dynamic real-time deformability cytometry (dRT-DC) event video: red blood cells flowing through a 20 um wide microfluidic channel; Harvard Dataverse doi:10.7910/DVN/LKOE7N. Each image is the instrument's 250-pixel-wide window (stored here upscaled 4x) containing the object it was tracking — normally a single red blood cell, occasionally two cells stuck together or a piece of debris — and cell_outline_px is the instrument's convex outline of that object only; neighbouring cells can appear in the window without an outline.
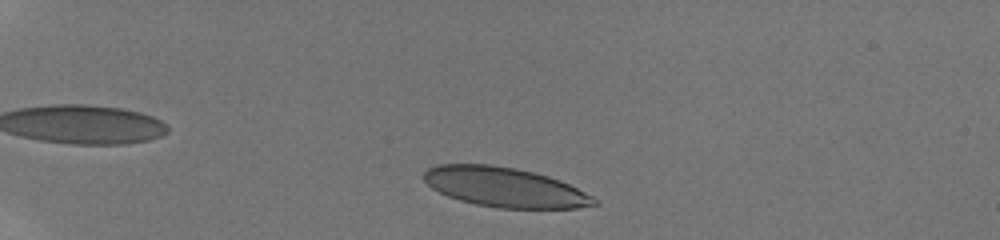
{"species": "human", "species_latin": "Homo sapiens", "temperature_condition": "room temperature", "stored_images_in_passage": 7, "camera_frame_rate_fps": 3000, "um_per_image_px": 0.085, "donor": {"sex": "male"}, "frame": {"image": 1, "passage_image": 1, "time_ms": 0.0, "image_size_px": [1000, 240], "cell_outline_px": [[600, 204], [576, 208], [500, 208], [476, 204], [460, 200], [448, 196], [432, 188], [424, 180], [424, 172], [428, 168], [436, 164], [492, 164], [516, 168], [548, 176], [560, 180], [592, 196]], "centroid_in_image_um": [42.88, 15.9], "position_along_channel_um": 42.1, "area_um2": 39.13}}
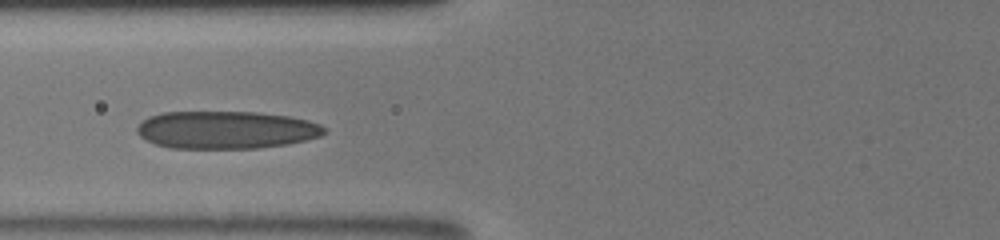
{"frame": {"image": 2, "passage_image": 6, "time_ms": 3.333, "image_size_px": [1000, 240], "cell_outline_px": [[328, 132], [320, 136], [288, 144], [256, 148], [168, 148], [156, 144], [140, 136], [136, 132], [136, 128], [148, 116], [160, 112], [260, 112], [288, 116], [308, 120], [320, 124], [328, 128]], "centroid_in_image_um": [19.24, 11.03], "position_along_channel_um": 106.6, "area_um2": 41.33}}
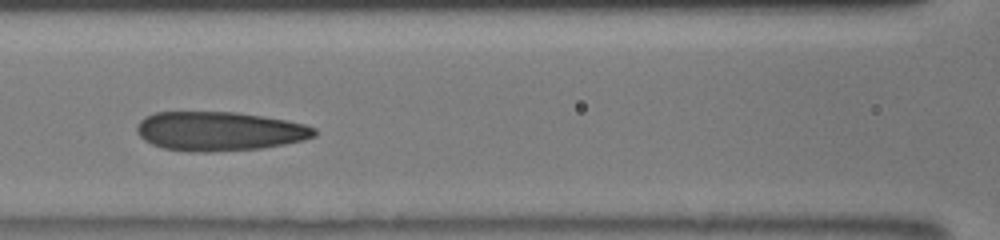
{"frame": {"image": 3, "passage_image": 7, "time_ms": 4.333, "image_size_px": [1000, 240], "cell_outline_px": [[316, 136], [304, 140], [284, 144], [260, 148], [208, 152], [192, 152], [164, 148], [152, 144], [144, 140], [136, 132], [136, 124], [144, 116], [156, 112], [236, 112], [264, 116], [288, 120], [304, 124], [316, 128]], "centroid_in_image_um": [18.63, 11.14], "position_along_channel_um": 148.0, "area_um2": 40.69}}